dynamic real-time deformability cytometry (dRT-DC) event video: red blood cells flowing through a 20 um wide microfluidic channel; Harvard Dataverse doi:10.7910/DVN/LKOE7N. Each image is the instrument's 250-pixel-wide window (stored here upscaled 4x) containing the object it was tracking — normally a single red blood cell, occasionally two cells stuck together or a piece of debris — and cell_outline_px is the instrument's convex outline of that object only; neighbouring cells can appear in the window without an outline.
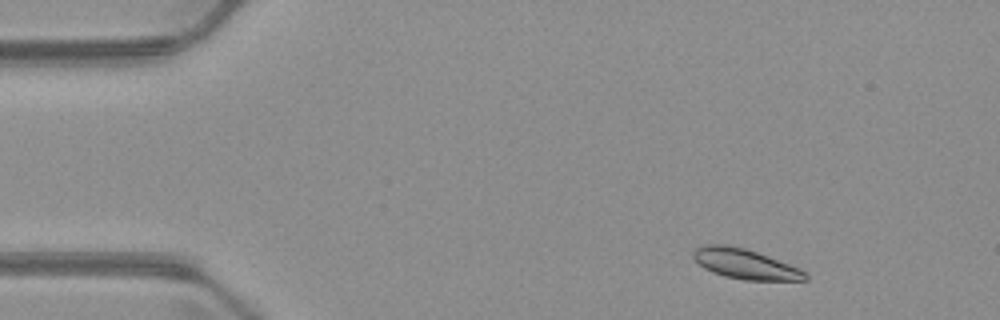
{"species": "common noctule bat (a hibernating species)", "species_latin": "Nyctalus noctula", "temperature_condition": "warm", "stored_images_in_passage": 6, "camera_frame_rate_fps": 3000, "um_per_image_px": 0.085, "animal": {"sex": "male", "body_mass_g": 23.1, "forearm_length_mm": 52.7}, "frame": {"image": 1, "passage_image": 4, "time_ms": 1.0, "image_size_px": [1000, 320], "cell_outline_px": [[808, 280], [744, 280], [724, 276], [712, 272], [704, 268], [692, 256], [692, 252], [696, 248], [704, 244], [728, 244], [744, 248], [768, 256], [800, 268], [808, 276]], "centroid_in_image_um": [63.31, 22.43], "position_along_channel_um": 21.7, "area_um2": 19.54}}